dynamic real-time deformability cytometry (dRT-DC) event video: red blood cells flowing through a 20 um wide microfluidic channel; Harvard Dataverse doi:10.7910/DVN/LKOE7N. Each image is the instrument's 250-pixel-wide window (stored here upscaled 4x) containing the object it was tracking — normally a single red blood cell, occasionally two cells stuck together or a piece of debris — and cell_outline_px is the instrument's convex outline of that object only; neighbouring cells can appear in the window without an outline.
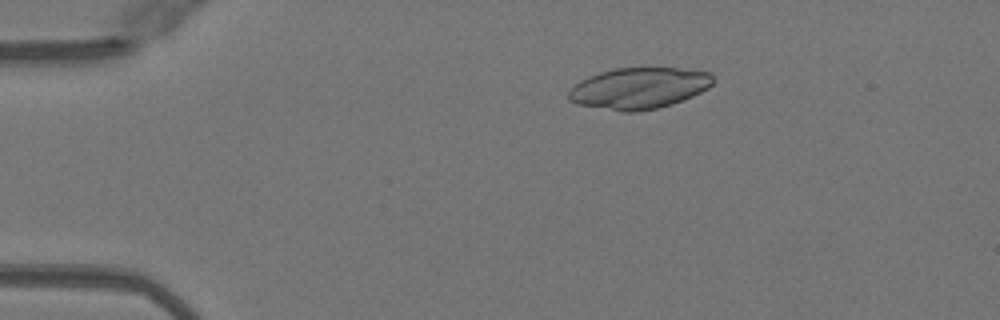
{"species": "Egyptian fruit bat (a non-hibernating species)", "species_latin": "Rousettus aegyptiacus", "temperature_condition": "warm", "stored_images_in_passage": 47, "camera_frame_rate_fps": 3000, "um_per_image_px": 0.085, "animal": {"sex": "female"}, "frame": {"image": 1, "passage_image": 6, "time_ms": 1.667, "image_size_px": [1000, 320], "cell_outline_px": [[716, 80], [708, 88], [692, 96], [672, 104], [656, 108], [636, 112], [624, 112], [576, 104], [568, 100], [568, 92], [580, 80], [588, 76], [600, 72], [616, 68], [676, 68], [712, 72]], "centroid_in_image_um": [54.32, 7.49], "position_along_channel_um": 30.7, "area_um2": 34.8}}
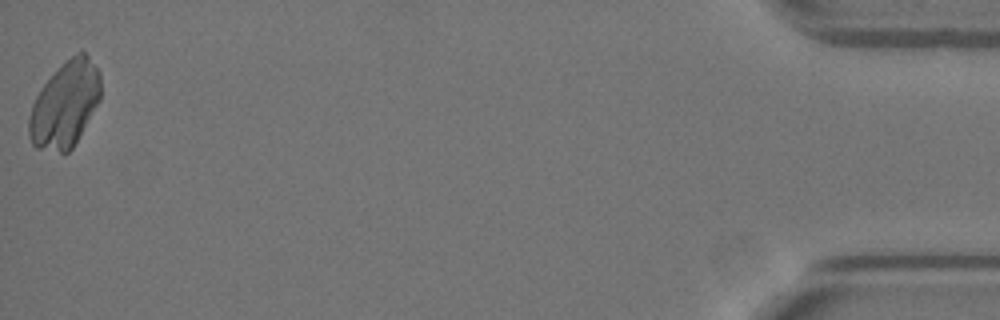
{"frame": {"image": 2, "passage_image": 47, "time_ms": 15.333, "image_size_px": [1000, 320], "cell_outline_px": [[100, 100], [72, 148], [68, 152], [60, 152], [36, 148], [32, 144], [28, 132], [28, 120], [32, 104], [40, 88], [76, 52], [84, 52], [88, 56], [100, 72]], "centroid_in_image_um": [5.52, 8.91], "position_along_channel_um": 429.7, "area_um2": 35.32}}